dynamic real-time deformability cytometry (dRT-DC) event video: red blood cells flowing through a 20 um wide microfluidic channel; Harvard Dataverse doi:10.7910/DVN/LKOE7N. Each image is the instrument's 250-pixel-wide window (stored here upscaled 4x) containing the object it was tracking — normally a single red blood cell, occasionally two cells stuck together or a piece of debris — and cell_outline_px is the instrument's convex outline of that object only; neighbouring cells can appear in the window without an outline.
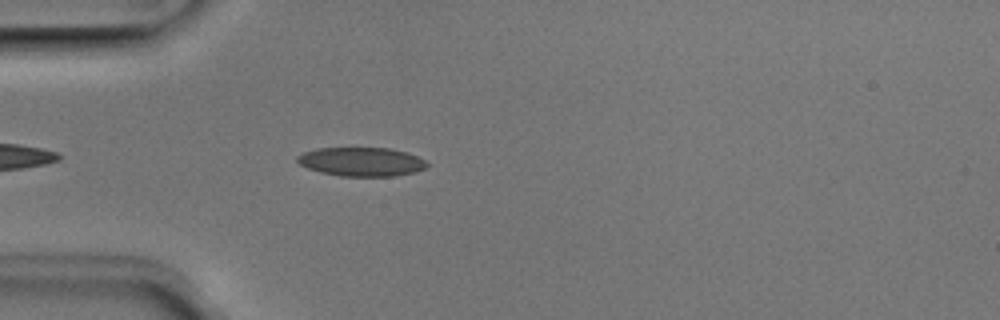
{"species": "Egyptian fruit bat (a non-hibernating species)", "species_latin": "Rousettus aegyptiacus", "temperature_condition": "room temperature", "stored_images_in_passage": 34, "camera_frame_rate_fps": 3000, "um_per_image_px": 0.085, "animal": {"sex": "male"}, "frame": {"image": 1, "passage_image": 4, "time_ms": 1.0, "image_size_px": [1000, 320], "cell_outline_px": [[428, 164], [424, 168], [416, 172], [396, 176], [340, 176], [320, 172], [308, 168], [300, 164], [296, 160], [296, 156], [304, 152], [320, 148], [388, 148], [408, 152], [424, 160]], "centroid_in_image_um": [30.72, 13.75], "position_along_channel_um": 54.3, "area_um2": 21.79}}
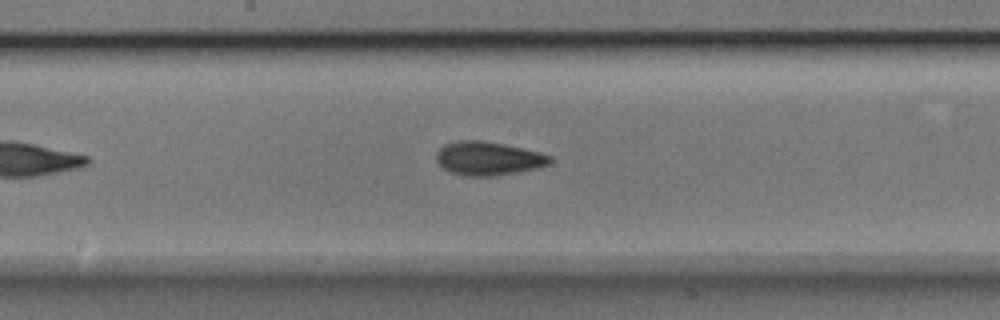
{"frame": {"image": 2, "passage_image": 16, "time_ms": 5.0, "image_size_px": [1000, 320], "cell_outline_px": [[552, 160], [548, 164], [536, 168], [516, 172], [492, 176], [464, 176], [452, 172], [444, 168], [436, 160], [436, 152], [444, 144], [456, 140], [480, 140], [504, 144], [540, 152], [552, 156]], "centroid_in_image_um": [41.48, 13.45], "position_along_channel_um": 206.7, "area_um2": 22.2}}
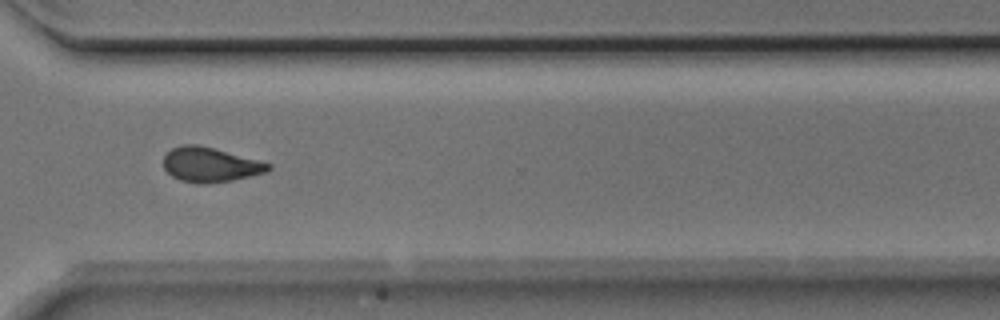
{"frame": {"image": 3, "passage_image": 27, "time_ms": 8.667, "image_size_px": [1000, 320], "cell_outline_px": [[272, 168], [268, 172], [232, 180], [204, 184], [180, 180], [172, 176], [164, 168], [164, 156], [172, 148], [180, 144], [196, 144], [212, 148], [272, 164]], "centroid_in_image_um": [17.86, 14.0], "position_along_channel_um": 352.7, "area_um2": 20.92}, "authors_computed_cell_mechanics": {"area_um2": 21.2415, "velocity_mm_per_s": 3.9834, "shape_relaxation_time_tau1_ms": 2.7663, "shape_relaxation_time_tau2_ms": 3.3609, "deformation_change_tau1": 0.1028, "deformation_change_tau2": 0.0715}}